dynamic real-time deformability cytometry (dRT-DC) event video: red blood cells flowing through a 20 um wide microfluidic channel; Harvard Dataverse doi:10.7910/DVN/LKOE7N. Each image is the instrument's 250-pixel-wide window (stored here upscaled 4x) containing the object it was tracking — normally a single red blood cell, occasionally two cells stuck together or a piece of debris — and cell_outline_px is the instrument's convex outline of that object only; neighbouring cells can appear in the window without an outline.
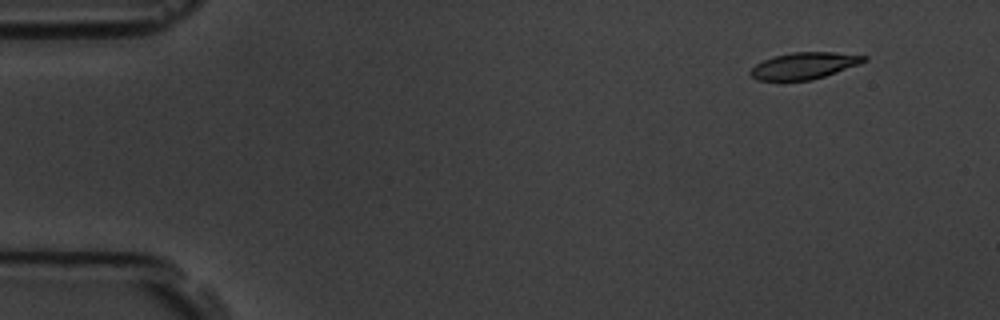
{"species": "common noctule bat (a hibernating species)", "species_latin": "Nyctalus noctula", "temperature_condition": "room temperature", "stored_images_in_passage": 4, "camera_frame_rate_fps": 3000, "um_per_image_px": 0.085, "animal": {"sex": "male", "body_mass_g": 19.5, "forearm_length_mm": 54.6}, "frame": {"image": 1, "passage_image": 1, "time_ms": 0.0, "image_size_px": [1000, 320], "cell_outline_px": [[868, 60], [860, 64], [812, 80], [756, 80], [748, 72], [756, 64], [764, 60], [776, 56], [792, 52], [832, 52], [868, 56]], "centroid_in_image_um": [68.37, 5.58], "position_along_channel_um": 16.6, "area_um2": 17.46}}
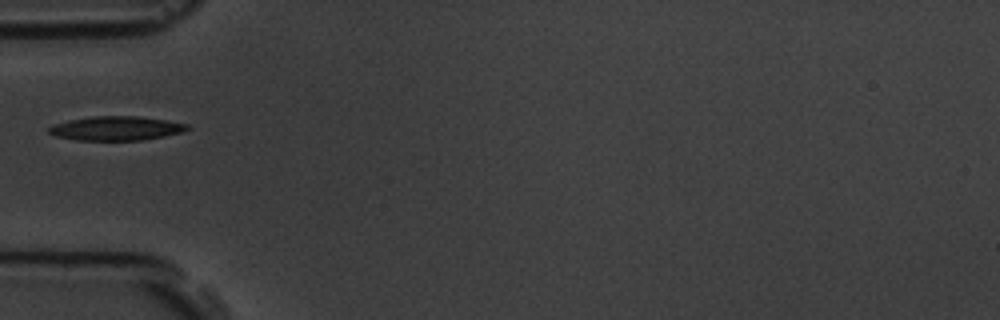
{"frame": {"image": 2, "passage_image": 4, "time_ms": 4.333, "image_size_px": [1000, 320], "cell_outline_px": [[192, 128], [180, 132], [164, 136], [140, 140], [76, 140], [56, 136], [48, 132], [48, 128], [52, 124], [68, 120], [92, 116], [136, 116], [168, 120], [188, 124]], "centroid_in_image_um": [9.86, 10.9], "position_along_channel_um": 75.1, "area_um2": 19.48}}